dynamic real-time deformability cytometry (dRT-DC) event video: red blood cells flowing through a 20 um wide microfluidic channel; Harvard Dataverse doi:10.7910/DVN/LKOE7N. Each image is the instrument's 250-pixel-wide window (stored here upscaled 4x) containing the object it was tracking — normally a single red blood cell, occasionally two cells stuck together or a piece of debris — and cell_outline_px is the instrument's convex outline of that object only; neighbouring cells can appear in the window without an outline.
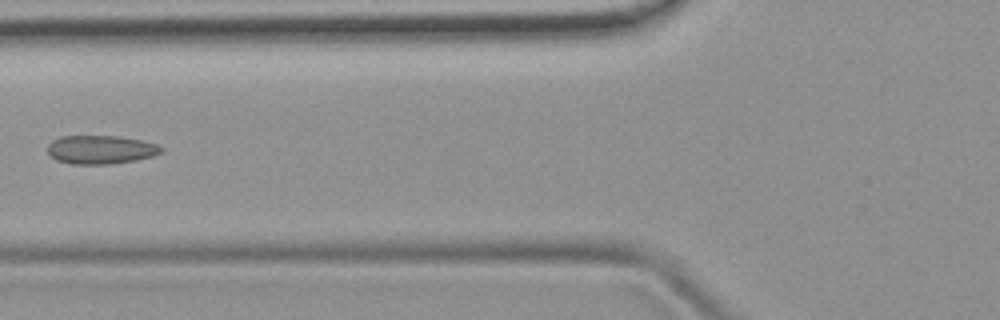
{"species": "common noctule bat (a hibernating species)", "species_latin": "Nyctalus noctula", "temperature_condition": "room temperature", "stored_images_in_passage": 8, "camera_frame_rate_fps": 3000, "um_per_image_px": 0.085, "animal": {"sex": "female", "body_mass_g": 19.9}, "frame": {"image": 1, "passage_image": 6, "time_ms": 6.0, "image_size_px": [1000, 320], "cell_outline_px": [[164, 152], [152, 156], [136, 160], [108, 164], [72, 164], [56, 160], [48, 152], [48, 144], [52, 140], [60, 136], [120, 136], [140, 140], [156, 144], [164, 148]], "centroid_in_image_um": [8.57, 12.71], "position_along_channel_um": 117.2, "area_um2": 18.96}}
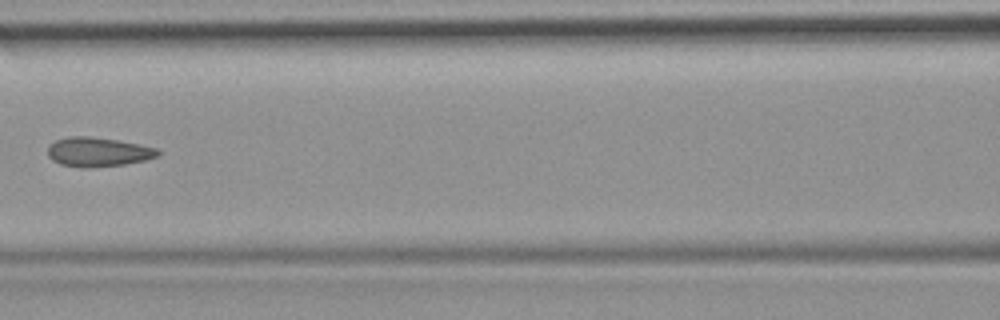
{"frame": {"image": 2, "passage_image": 7, "time_ms": 7.0, "image_size_px": [1000, 320], "cell_outline_px": [[160, 156], [144, 160], [124, 164], [84, 168], [80, 168], [60, 164], [52, 160], [48, 156], [48, 144], [56, 140], [68, 136], [88, 136], [116, 140], [140, 144], [156, 148], [160, 152]], "centroid_in_image_um": [8.3, 12.91], "position_along_channel_um": 158.3, "area_um2": 18.84}}
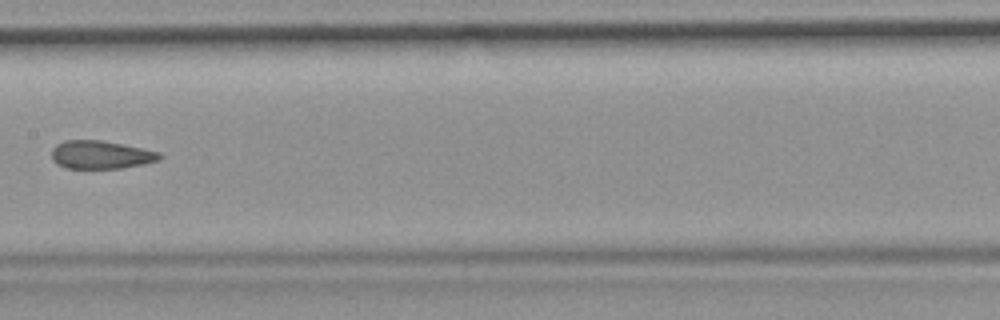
{"frame": {"image": 3, "passage_image": 8, "time_ms": 8.0, "image_size_px": [1000, 320], "cell_outline_px": [[164, 156], [160, 160], [144, 164], [120, 168], [64, 168], [56, 164], [52, 160], [52, 148], [56, 144], [64, 140], [100, 140], [144, 148], [160, 152]], "centroid_in_image_um": [8.58, 13.15], "position_along_channel_um": 198.8, "area_um2": 17.92}}